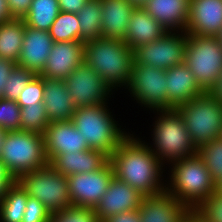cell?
<instances>
[{"label": "cell", "instance_id": "cell-50", "mask_svg": "<svg viewBox=\"0 0 222 222\" xmlns=\"http://www.w3.org/2000/svg\"><path fill=\"white\" fill-rule=\"evenodd\" d=\"M216 191L222 194V180L216 185Z\"/></svg>", "mask_w": 222, "mask_h": 222}, {"label": "cell", "instance_id": "cell-36", "mask_svg": "<svg viewBox=\"0 0 222 222\" xmlns=\"http://www.w3.org/2000/svg\"><path fill=\"white\" fill-rule=\"evenodd\" d=\"M43 77L36 75L20 93L17 103L20 107L27 105H35V103H43L44 97Z\"/></svg>", "mask_w": 222, "mask_h": 222}, {"label": "cell", "instance_id": "cell-46", "mask_svg": "<svg viewBox=\"0 0 222 222\" xmlns=\"http://www.w3.org/2000/svg\"><path fill=\"white\" fill-rule=\"evenodd\" d=\"M178 222H193V209H189Z\"/></svg>", "mask_w": 222, "mask_h": 222}, {"label": "cell", "instance_id": "cell-45", "mask_svg": "<svg viewBox=\"0 0 222 222\" xmlns=\"http://www.w3.org/2000/svg\"><path fill=\"white\" fill-rule=\"evenodd\" d=\"M9 19H11V17L7 10L6 0H0V23Z\"/></svg>", "mask_w": 222, "mask_h": 222}, {"label": "cell", "instance_id": "cell-11", "mask_svg": "<svg viewBox=\"0 0 222 222\" xmlns=\"http://www.w3.org/2000/svg\"><path fill=\"white\" fill-rule=\"evenodd\" d=\"M187 33L167 31L162 37L134 50V64L167 70L184 63Z\"/></svg>", "mask_w": 222, "mask_h": 222}, {"label": "cell", "instance_id": "cell-44", "mask_svg": "<svg viewBox=\"0 0 222 222\" xmlns=\"http://www.w3.org/2000/svg\"><path fill=\"white\" fill-rule=\"evenodd\" d=\"M208 93L222 103V73Z\"/></svg>", "mask_w": 222, "mask_h": 222}, {"label": "cell", "instance_id": "cell-8", "mask_svg": "<svg viewBox=\"0 0 222 222\" xmlns=\"http://www.w3.org/2000/svg\"><path fill=\"white\" fill-rule=\"evenodd\" d=\"M184 63L200 88L209 92L222 73V45L216 36L187 34Z\"/></svg>", "mask_w": 222, "mask_h": 222}, {"label": "cell", "instance_id": "cell-17", "mask_svg": "<svg viewBox=\"0 0 222 222\" xmlns=\"http://www.w3.org/2000/svg\"><path fill=\"white\" fill-rule=\"evenodd\" d=\"M221 30L222 0H189L187 34L217 36Z\"/></svg>", "mask_w": 222, "mask_h": 222}, {"label": "cell", "instance_id": "cell-35", "mask_svg": "<svg viewBox=\"0 0 222 222\" xmlns=\"http://www.w3.org/2000/svg\"><path fill=\"white\" fill-rule=\"evenodd\" d=\"M21 107L16 101L0 98V127L7 132L20 130Z\"/></svg>", "mask_w": 222, "mask_h": 222}, {"label": "cell", "instance_id": "cell-28", "mask_svg": "<svg viewBox=\"0 0 222 222\" xmlns=\"http://www.w3.org/2000/svg\"><path fill=\"white\" fill-rule=\"evenodd\" d=\"M59 13L58 0H33L23 21L31 28L49 31Z\"/></svg>", "mask_w": 222, "mask_h": 222}, {"label": "cell", "instance_id": "cell-52", "mask_svg": "<svg viewBox=\"0 0 222 222\" xmlns=\"http://www.w3.org/2000/svg\"><path fill=\"white\" fill-rule=\"evenodd\" d=\"M220 139L222 140V129H221Z\"/></svg>", "mask_w": 222, "mask_h": 222}, {"label": "cell", "instance_id": "cell-14", "mask_svg": "<svg viewBox=\"0 0 222 222\" xmlns=\"http://www.w3.org/2000/svg\"><path fill=\"white\" fill-rule=\"evenodd\" d=\"M43 137L49 163L59 154L90 149L71 120L50 122Z\"/></svg>", "mask_w": 222, "mask_h": 222}, {"label": "cell", "instance_id": "cell-24", "mask_svg": "<svg viewBox=\"0 0 222 222\" xmlns=\"http://www.w3.org/2000/svg\"><path fill=\"white\" fill-rule=\"evenodd\" d=\"M166 32L167 30L142 7H135L129 18L124 42L130 49L135 50L162 37Z\"/></svg>", "mask_w": 222, "mask_h": 222}, {"label": "cell", "instance_id": "cell-19", "mask_svg": "<svg viewBox=\"0 0 222 222\" xmlns=\"http://www.w3.org/2000/svg\"><path fill=\"white\" fill-rule=\"evenodd\" d=\"M167 105L176 109L205 92L200 88L191 69L185 63L165 70Z\"/></svg>", "mask_w": 222, "mask_h": 222}, {"label": "cell", "instance_id": "cell-2", "mask_svg": "<svg viewBox=\"0 0 222 222\" xmlns=\"http://www.w3.org/2000/svg\"><path fill=\"white\" fill-rule=\"evenodd\" d=\"M134 60V50L122 40L101 37L85 42L84 63L114 92L127 87Z\"/></svg>", "mask_w": 222, "mask_h": 222}, {"label": "cell", "instance_id": "cell-38", "mask_svg": "<svg viewBox=\"0 0 222 222\" xmlns=\"http://www.w3.org/2000/svg\"><path fill=\"white\" fill-rule=\"evenodd\" d=\"M50 212L36 198L28 196L22 222H49Z\"/></svg>", "mask_w": 222, "mask_h": 222}, {"label": "cell", "instance_id": "cell-21", "mask_svg": "<svg viewBox=\"0 0 222 222\" xmlns=\"http://www.w3.org/2000/svg\"><path fill=\"white\" fill-rule=\"evenodd\" d=\"M109 156L99 150L89 149L57 155L49 164L64 176L93 172L103 168Z\"/></svg>", "mask_w": 222, "mask_h": 222}, {"label": "cell", "instance_id": "cell-33", "mask_svg": "<svg viewBox=\"0 0 222 222\" xmlns=\"http://www.w3.org/2000/svg\"><path fill=\"white\" fill-rule=\"evenodd\" d=\"M35 76L34 72L15 64L4 85L3 98L17 101L20 93Z\"/></svg>", "mask_w": 222, "mask_h": 222}, {"label": "cell", "instance_id": "cell-12", "mask_svg": "<svg viewBox=\"0 0 222 222\" xmlns=\"http://www.w3.org/2000/svg\"><path fill=\"white\" fill-rule=\"evenodd\" d=\"M64 82L76 108L110 103L111 98L114 99L113 95L117 94L93 68L84 62L77 66Z\"/></svg>", "mask_w": 222, "mask_h": 222}, {"label": "cell", "instance_id": "cell-29", "mask_svg": "<svg viewBox=\"0 0 222 222\" xmlns=\"http://www.w3.org/2000/svg\"><path fill=\"white\" fill-rule=\"evenodd\" d=\"M80 27V41L86 42L102 37V6L100 0H88L77 13Z\"/></svg>", "mask_w": 222, "mask_h": 222}, {"label": "cell", "instance_id": "cell-25", "mask_svg": "<svg viewBox=\"0 0 222 222\" xmlns=\"http://www.w3.org/2000/svg\"><path fill=\"white\" fill-rule=\"evenodd\" d=\"M102 6V37L125 40L134 5L127 0H100Z\"/></svg>", "mask_w": 222, "mask_h": 222}, {"label": "cell", "instance_id": "cell-4", "mask_svg": "<svg viewBox=\"0 0 222 222\" xmlns=\"http://www.w3.org/2000/svg\"><path fill=\"white\" fill-rule=\"evenodd\" d=\"M154 115L152 141H145L160 163L167 168L172 163L197 154L184 119L177 109L151 111ZM151 142V143H150Z\"/></svg>", "mask_w": 222, "mask_h": 222}, {"label": "cell", "instance_id": "cell-42", "mask_svg": "<svg viewBox=\"0 0 222 222\" xmlns=\"http://www.w3.org/2000/svg\"><path fill=\"white\" fill-rule=\"evenodd\" d=\"M15 63L0 58V98H3L4 85Z\"/></svg>", "mask_w": 222, "mask_h": 222}, {"label": "cell", "instance_id": "cell-30", "mask_svg": "<svg viewBox=\"0 0 222 222\" xmlns=\"http://www.w3.org/2000/svg\"><path fill=\"white\" fill-rule=\"evenodd\" d=\"M79 26L77 14L60 11L49 34L54 42L80 41Z\"/></svg>", "mask_w": 222, "mask_h": 222}, {"label": "cell", "instance_id": "cell-49", "mask_svg": "<svg viewBox=\"0 0 222 222\" xmlns=\"http://www.w3.org/2000/svg\"><path fill=\"white\" fill-rule=\"evenodd\" d=\"M7 134V131H5L4 129H2L0 127V153H1V150H2V146H3V143H4V138Z\"/></svg>", "mask_w": 222, "mask_h": 222}, {"label": "cell", "instance_id": "cell-6", "mask_svg": "<svg viewBox=\"0 0 222 222\" xmlns=\"http://www.w3.org/2000/svg\"><path fill=\"white\" fill-rule=\"evenodd\" d=\"M0 160L14 180L25 173L47 166L49 161L43 135L23 130L7 132Z\"/></svg>", "mask_w": 222, "mask_h": 222}, {"label": "cell", "instance_id": "cell-34", "mask_svg": "<svg viewBox=\"0 0 222 222\" xmlns=\"http://www.w3.org/2000/svg\"><path fill=\"white\" fill-rule=\"evenodd\" d=\"M49 222H99L95 209L69 205L67 208L50 213Z\"/></svg>", "mask_w": 222, "mask_h": 222}, {"label": "cell", "instance_id": "cell-32", "mask_svg": "<svg viewBox=\"0 0 222 222\" xmlns=\"http://www.w3.org/2000/svg\"><path fill=\"white\" fill-rule=\"evenodd\" d=\"M49 123L43 103L21 107L20 130L43 135Z\"/></svg>", "mask_w": 222, "mask_h": 222}, {"label": "cell", "instance_id": "cell-13", "mask_svg": "<svg viewBox=\"0 0 222 222\" xmlns=\"http://www.w3.org/2000/svg\"><path fill=\"white\" fill-rule=\"evenodd\" d=\"M113 177L110 162L97 171L69 175L67 180L71 205L95 209Z\"/></svg>", "mask_w": 222, "mask_h": 222}, {"label": "cell", "instance_id": "cell-7", "mask_svg": "<svg viewBox=\"0 0 222 222\" xmlns=\"http://www.w3.org/2000/svg\"><path fill=\"white\" fill-rule=\"evenodd\" d=\"M198 149L214 139H219L222 129V103L208 92L176 108Z\"/></svg>", "mask_w": 222, "mask_h": 222}, {"label": "cell", "instance_id": "cell-39", "mask_svg": "<svg viewBox=\"0 0 222 222\" xmlns=\"http://www.w3.org/2000/svg\"><path fill=\"white\" fill-rule=\"evenodd\" d=\"M33 0H6L11 18H23L29 11Z\"/></svg>", "mask_w": 222, "mask_h": 222}, {"label": "cell", "instance_id": "cell-47", "mask_svg": "<svg viewBox=\"0 0 222 222\" xmlns=\"http://www.w3.org/2000/svg\"><path fill=\"white\" fill-rule=\"evenodd\" d=\"M193 222H208L195 209H193Z\"/></svg>", "mask_w": 222, "mask_h": 222}, {"label": "cell", "instance_id": "cell-15", "mask_svg": "<svg viewBox=\"0 0 222 222\" xmlns=\"http://www.w3.org/2000/svg\"><path fill=\"white\" fill-rule=\"evenodd\" d=\"M143 195L121 180L112 178L95 212L99 222L108 217L140 208Z\"/></svg>", "mask_w": 222, "mask_h": 222}, {"label": "cell", "instance_id": "cell-37", "mask_svg": "<svg viewBox=\"0 0 222 222\" xmlns=\"http://www.w3.org/2000/svg\"><path fill=\"white\" fill-rule=\"evenodd\" d=\"M195 210L208 222H222V194L216 191Z\"/></svg>", "mask_w": 222, "mask_h": 222}, {"label": "cell", "instance_id": "cell-48", "mask_svg": "<svg viewBox=\"0 0 222 222\" xmlns=\"http://www.w3.org/2000/svg\"><path fill=\"white\" fill-rule=\"evenodd\" d=\"M131 5L135 7H142L147 0H127Z\"/></svg>", "mask_w": 222, "mask_h": 222}, {"label": "cell", "instance_id": "cell-5", "mask_svg": "<svg viewBox=\"0 0 222 222\" xmlns=\"http://www.w3.org/2000/svg\"><path fill=\"white\" fill-rule=\"evenodd\" d=\"M109 105L110 103L78 107L71 118L88 147L102 151L108 156L131 133L129 128L125 129L120 125L121 121H116L114 110L111 111Z\"/></svg>", "mask_w": 222, "mask_h": 222}, {"label": "cell", "instance_id": "cell-27", "mask_svg": "<svg viewBox=\"0 0 222 222\" xmlns=\"http://www.w3.org/2000/svg\"><path fill=\"white\" fill-rule=\"evenodd\" d=\"M27 200V192L15 180L0 199V222H22Z\"/></svg>", "mask_w": 222, "mask_h": 222}, {"label": "cell", "instance_id": "cell-23", "mask_svg": "<svg viewBox=\"0 0 222 222\" xmlns=\"http://www.w3.org/2000/svg\"><path fill=\"white\" fill-rule=\"evenodd\" d=\"M43 105L50 122L71 120L76 106L64 80L43 77Z\"/></svg>", "mask_w": 222, "mask_h": 222}, {"label": "cell", "instance_id": "cell-22", "mask_svg": "<svg viewBox=\"0 0 222 222\" xmlns=\"http://www.w3.org/2000/svg\"><path fill=\"white\" fill-rule=\"evenodd\" d=\"M142 8L167 31H185L189 0H147Z\"/></svg>", "mask_w": 222, "mask_h": 222}, {"label": "cell", "instance_id": "cell-26", "mask_svg": "<svg viewBox=\"0 0 222 222\" xmlns=\"http://www.w3.org/2000/svg\"><path fill=\"white\" fill-rule=\"evenodd\" d=\"M24 33L23 18H11L0 23V58L17 64Z\"/></svg>", "mask_w": 222, "mask_h": 222}, {"label": "cell", "instance_id": "cell-51", "mask_svg": "<svg viewBox=\"0 0 222 222\" xmlns=\"http://www.w3.org/2000/svg\"><path fill=\"white\" fill-rule=\"evenodd\" d=\"M216 37L219 40L220 44L222 45V30L219 32V34Z\"/></svg>", "mask_w": 222, "mask_h": 222}, {"label": "cell", "instance_id": "cell-18", "mask_svg": "<svg viewBox=\"0 0 222 222\" xmlns=\"http://www.w3.org/2000/svg\"><path fill=\"white\" fill-rule=\"evenodd\" d=\"M54 40L49 31L25 25L22 50L17 65L39 75L46 65Z\"/></svg>", "mask_w": 222, "mask_h": 222}, {"label": "cell", "instance_id": "cell-9", "mask_svg": "<svg viewBox=\"0 0 222 222\" xmlns=\"http://www.w3.org/2000/svg\"><path fill=\"white\" fill-rule=\"evenodd\" d=\"M16 181L28 196L38 199L50 213L71 205L67 176L56 171L50 164L25 173Z\"/></svg>", "mask_w": 222, "mask_h": 222}, {"label": "cell", "instance_id": "cell-3", "mask_svg": "<svg viewBox=\"0 0 222 222\" xmlns=\"http://www.w3.org/2000/svg\"><path fill=\"white\" fill-rule=\"evenodd\" d=\"M166 171L165 191L188 209H196L216 192V184L198 154L172 163Z\"/></svg>", "mask_w": 222, "mask_h": 222}, {"label": "cell", "instance_id": "cell-43", "mask_svg": "<svg viewBox=\"0 0 222 222\" xmlns=\"http://www.w3.org/2000/svg\"><path fill=\"white\" fill-rule=\"evenodd\" d=\"M13 177L7 172L4 164L0 160V199L5 194L7 188L14 182Z\"/></svg>", "mask_w": 222, "mask_h": 222}, {"label": "cell", "instance_id": "cell-1", "mask_svg": "<svg viewBox=\"0 0 222 222\" xmlns=\"http://www.w3.org/2000/svg\"><path fill=\"white\" fill-rule=\"evenodd\" d=\"M131 133L109 156L114 177L129 184L144 197L165 191L166 169L143 137Z\"/></svg>", "mask_w": 222, "mask_h": 222}, {"label": "cell", "instance_id": "cell-16", "mask_svg": "<svg viewBox=\"0 0 222 222\" xmlns=\"http://www.w3.org/2000/svg\"><path fill=\"white\" fill-rule=\"evenodd\" d=\"M84 49L85 42L82 41L54 42L46 65L39 75L64 80L84 62Z\"/></svg>", "mask_w": 222, "mask_h": 222}, {"label": "cell", "instance_id": "cell-41", "mask_svg": "<svg viewBox=\"0 0 222 222\" xmlns=\"http://www.w3.org/2000/svg\"><path fill=\"white\" fill-rule=\"evenodd\" d=\"M58 2L60 11L77 14L88 0H58Z\"/></svg>", "mask_w": 222, "mask_h": 222}, {"label": "cell", "instance_id": "cell-10", "mask_svg": "<svg viewBox=\"0 0 222 222\" xmlns=\"http://www.w3.org/2000/svg\"><path fill=\"white\" fill-rule=\"evenodd\" d=\"M130 98L143 110H170L167 105V85L164 69L145 64H133L129 83L125 88ZM128 92V93H127ZM147 108V109H146Z\"/></svg>", "mask_w": 222, "mask_h": 222}, {"label": "cell", "instance_id": "cell-40", "mask_svg": "<svg viewBox=\"0 0 222 222\" xmlns=\"http://www.w3.org/2000/svg\"><path fill=\"white\" fill-rule=\"evenodd\" d=\"M102 222H141L140 211H127L108 217Z\"/></svg>", "mask_w": 222, "mask_h": 222}, {"label": "cell", "instance_id": "cell-20", "mask_svg": "<svg viewBox=\"0 0 222 222\" xmlns=\"http://www.w3.org/2000/svg\"><path fill=\"white\" fill-rule=\"evenodd\" d=\"M189 209L166 191L143 197L140 205L141 222H178Z\"/></svg>", "mask_w": 222, "mask_h": 222}, {"label": "cell", "instance_id": "cell-31", "mask_svg": "<svg viewBox=\"0 0 222 222\" xmlns=\"http://www.w3.org/2000/svg\"><path fill=\"white\" fill-rule=\"evenodd\" d=\"M197 154L203 159L211 178L217 185L222 180V140L214 139L202 144Z\"/></svg>", "mask_w": 222, "mask_h": 222}]
</instances>
